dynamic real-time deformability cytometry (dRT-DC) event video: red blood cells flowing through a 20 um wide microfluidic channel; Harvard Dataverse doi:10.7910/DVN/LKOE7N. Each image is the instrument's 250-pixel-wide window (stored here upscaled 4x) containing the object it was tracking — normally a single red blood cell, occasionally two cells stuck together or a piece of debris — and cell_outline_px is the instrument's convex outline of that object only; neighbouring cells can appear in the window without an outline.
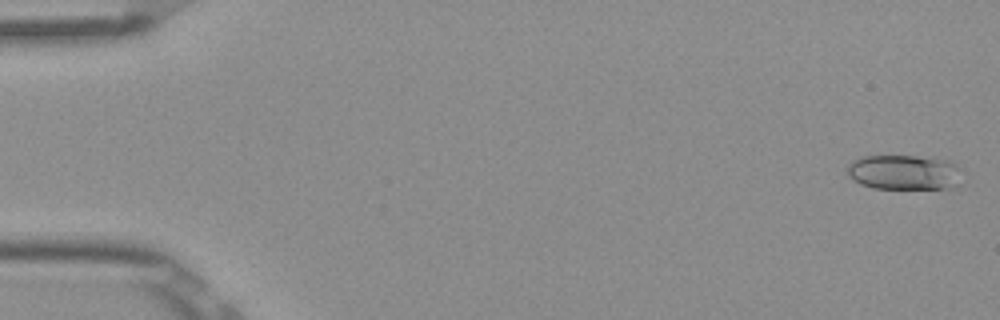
{"species": "Egyptian fruit bat (a non-hibernating species)", "species_latin": "Rousettus aegyptiacus", "temperature_condition": "room temperature", "stored_images_in_passage": 53, "camera_frame_rate_fps": 3000, "um_per_image_px": 0.085, "frame": {"image": 1, "passage_image": 2, "time_ms": 0.333, "image_size_px": [1000, 320], "cell_outline_px": [[960, 184], [952, 188], [872, 188], [860, 184], [852, 180], [848, 176], [848, 164], [852, 160], [860, 156], [916, 156], [952, 160], [956, 168]], "centroid_in_image_um": [76.79, 14.64], "position_along_channel_um": 8.2, "area_um2": 23.35}}
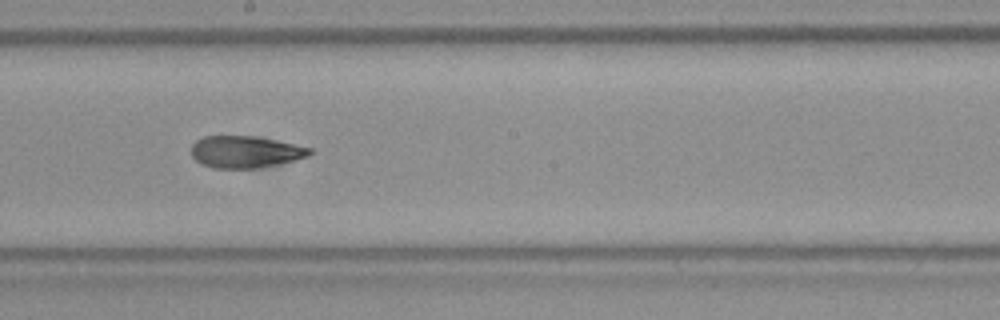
{"frame": {"image": 2, "passage_image": 30, "time_ms": 9.667, "image_size_px": [1000, 320], "cell_outline_px": [[312, 152], [308, 156], [296, 160], [256, 168], [212, 168], [200, 164], [192, 156], [192, 144], [196, 140], [204, 136], [256, 136], [296, 144], [312, 148]], "centroid_in_image_um": [20.85, 12.9], "position_along_channel_um": 227.3, "area_um2": 22.08}}
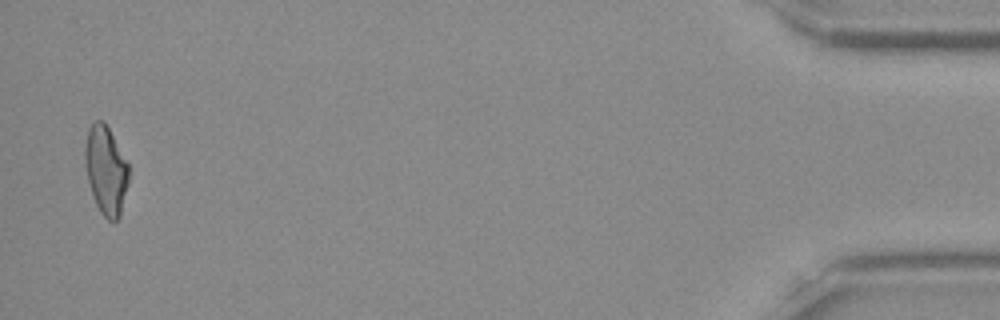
{"frame": {"image": 3, "passage_image": 52, "time_ms": 17.0, "image_size_px": [1000, 320], "cell_outline_px": [[128, 184], [120, 216], [116, 220], [108, 220], [100, 212], [92, 196], [84, 164], [84, 148], [88, 128], [96, 120], [104, 120], [128, 164]], "centroid_in_image_um": [8.98, 14.46], "position_along_channel_um": 426.2, "area_um2": 22.54}, "authors_computed_cell_mechanics": {"area_um2": 22.5998, "velocity_mm_per_s": 3.8991, "shape_relaxation_time_tau1_ms": 10.8899, "shape_relaxation_time_tau2_ms": 1.8896, "deformation_change_tau1": 0.2529, "deformation_change_tau2": 0.0869}}